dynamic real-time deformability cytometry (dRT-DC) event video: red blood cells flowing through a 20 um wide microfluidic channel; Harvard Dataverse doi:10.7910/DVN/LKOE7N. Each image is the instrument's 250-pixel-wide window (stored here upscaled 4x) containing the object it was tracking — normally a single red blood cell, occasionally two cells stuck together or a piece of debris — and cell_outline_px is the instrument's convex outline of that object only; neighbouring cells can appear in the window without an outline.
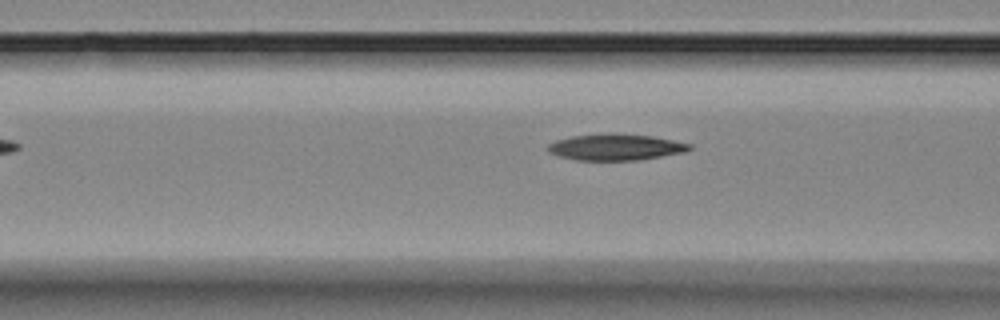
{"species": "Egyptian fruit bat (a non-hibernating species)", "species_latin": "Rousettus aegyptiacus", "temperature_condition": "room temperature", "stored_images_in_passage": 5, "camera_frame_rate_fps": 3000, "um_per_image_px": 0.085, "animal": {"sex": "female"}, "frame": {"image": 1, "passage_image": 5, "time_ms": 4.667, "image_size_px": [1000, 320], "cell_outline_px": [[692, 148], [684, 152], [640, 160], [576, 160], [560, 156], [548, 152], [548, 144], [556, 140], [572, 136], [612, 132], [616, 132], [652, 136], [692, 144]], "centroid_in_image_um": [52.33, 12.49], "position_along_channel_um": 114.3, "area_um2": 21.85}}